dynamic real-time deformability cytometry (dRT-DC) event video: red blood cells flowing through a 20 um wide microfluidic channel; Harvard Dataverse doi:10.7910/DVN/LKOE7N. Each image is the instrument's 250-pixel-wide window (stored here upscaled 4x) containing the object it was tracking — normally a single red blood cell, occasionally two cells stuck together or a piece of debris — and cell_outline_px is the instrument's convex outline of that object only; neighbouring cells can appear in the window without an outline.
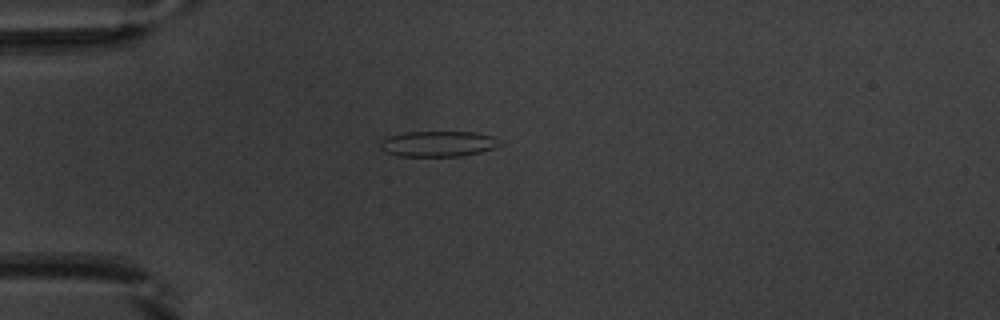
{"species": "common noctule bat (a hibernating species)", "species_latin": "Nyctalus noctula", "temperature_condition": "warm", "stored_images_in_passage": 39, "camera_frame_rate_fps": 3000, "um_per_image_px": 0.085, "animal": {"sex": "male", "body_mass_g": 20.1, "forearm_length_mm": 53.5}, "frame": {"image": 1, "passage_image": 1, "time_ms": 0.0, "image_size_px": [1000, 320], "cell_outline_px": [[500, 144], [492, 148], [480, 152], [460, 156], [396, 156], [384, 152], [380, 148], [380, 140], [388, 136], [404, 132], [476, 132], [492, 136], [500, 140]], "centroid_in_image_um": [37.18, 12.22], "position_along_channel_um": 47.8, "area_um2": 17.92}}
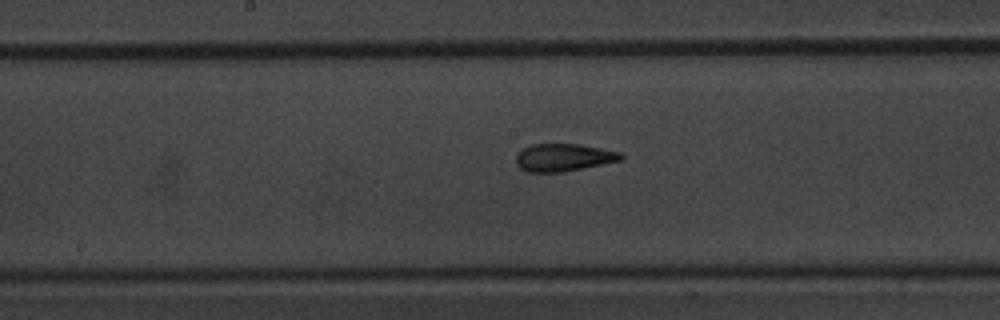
{"frame": {"image": 2, "passage_image": 14, "time_ms": 4.333, "image_size_px": [1000, 320], "cell_outline_px": [[624, 156], [620, 160], [564, 172], [528, 172], [520, 168], [516, 164], [516, 152], [520, 148], [528, 144], [580, 144], [620, 152]], "centroid_in_image_um": [47.82, 13.37], "position_along_channel_um": 200.4, "area_um2": 16.99}}
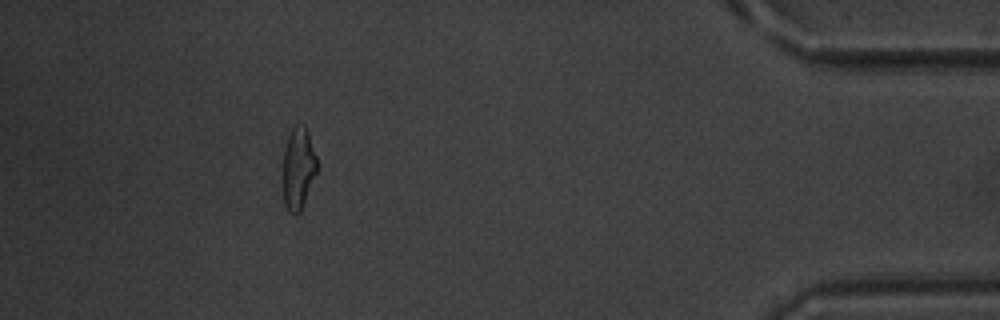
{"frame": {"image": 3, "passage_image": 34, "time_ms": 11.0, "image_size_px": [1000, 320], "cell_outline_px": [[316, 172], [300, 212], [296, 216], [288, 212], [284, 204], [284, 148], [288, 136], [292, 128], [296, 124], [304, 124], [308, 132], [316, 156]], "centroid_in_image_um": [25.34, 14.3], "position_along_channel_um": 409.9, "area_um2": 16.01}, "authors_computed_cell_mechanics": {"area_um2": 16.9354, "velocity_mm_per_s": 3.9069, "shape_relaxation_time_tau1_ms": 4.6312, "shape_relaxation_time_tau2_ms": 1.8299, "deformation_change_tau1": 0.1672, "deformation_change_tau2": 0.0979}}